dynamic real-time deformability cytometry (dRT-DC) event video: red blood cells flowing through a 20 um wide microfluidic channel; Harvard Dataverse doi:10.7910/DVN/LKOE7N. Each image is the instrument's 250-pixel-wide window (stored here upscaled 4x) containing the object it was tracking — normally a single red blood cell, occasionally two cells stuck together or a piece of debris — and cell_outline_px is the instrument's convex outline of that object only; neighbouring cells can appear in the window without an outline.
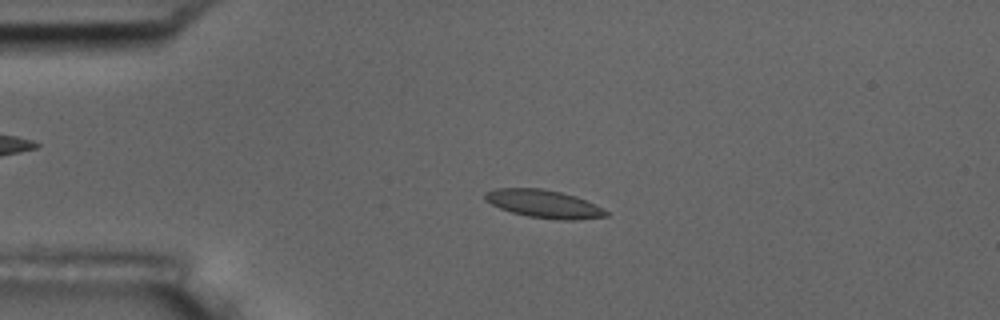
{"species": "common noctule bat (a hibernating species)", "species_latin": "Nyctalus noctula", "temperature_condition": "room temperature", "stored_images_in_passage": 54, "camera_frame_rate_fps": 3000, "um_per_image_px": 0.085, "animal": {"sex": "male", "body_mass_g": 17.5, "forearm_length_mm": 52.3}, "frame": {"image": 1, "passage_image": 12, "time_ms": 3.667, "image_size_px": [1000, 320], "cell_outline_px": [[608, 216], [576, 220], [560, 220], [528, 216], [512, 212], [500, 208], [484, 200], [484, 192], [496, 188], [540, 188], [560, 192], [576, 196], [608, 212]], "centroid_in_image_um": [46.18, 17.32], "position_along_channel_um": 38.8, "area_um2": 19.48}}
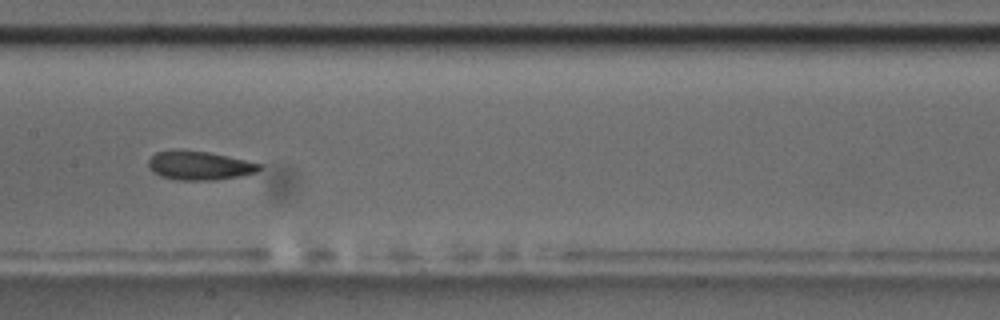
{"frame": {"image": 2, "passage_image": 27, "time_ms": 8.667, "image_size_px": [1000, 320], "cell_outline_px": [[264, 164], [256, 172], [240, 176], [216, 180], [176, 180], [160, 176], [152, 172], [148, 168], [148, 160], [156, 152], [208, 152]], "centroid_in_image_um": [16.97, 14.11], "position_along_channel_um": 190.4, "area_um2": 18.21}}
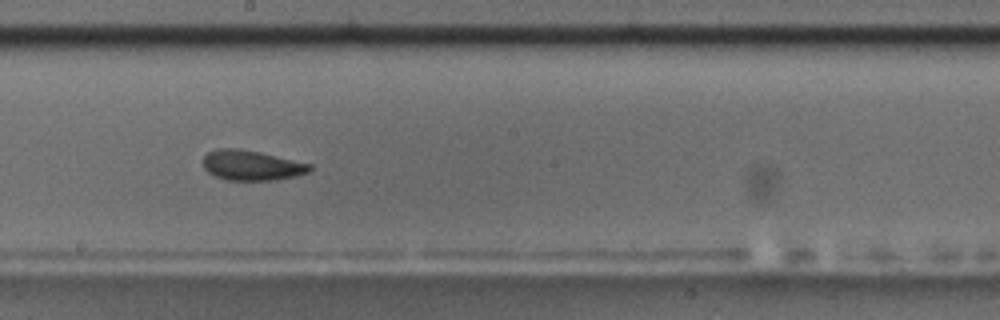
{"frame": {"image": 3, "passage_image": 30, "time_ms": 9.667, "image_size_px": [1000, 320], "cell_outline_px": [[312, 168], [308, 172], [296, 176], [276, 180], [228, 180], [216, 176], [208, 172], [204, 168], [204, 156], [208, 152], [216, 148], [240, 148], [260, 152], [312, 164]], "centroid_in_image_um": [21.39, 14.04], "position_along_channel_um": 226.8, "area_um2": 18.73}, "authors_computed_cell_mechanics": {"area_um2": 18.8139, "velocity_mm_per_s": 3.6558, "shape_relaxation_time_tau1_ms": 7.8732, "shape_relaxation_time_tau2_ms": 3.3161, "deformation_change_tau1": 0.1479, "deformation_change_tau2": 0.0746}}